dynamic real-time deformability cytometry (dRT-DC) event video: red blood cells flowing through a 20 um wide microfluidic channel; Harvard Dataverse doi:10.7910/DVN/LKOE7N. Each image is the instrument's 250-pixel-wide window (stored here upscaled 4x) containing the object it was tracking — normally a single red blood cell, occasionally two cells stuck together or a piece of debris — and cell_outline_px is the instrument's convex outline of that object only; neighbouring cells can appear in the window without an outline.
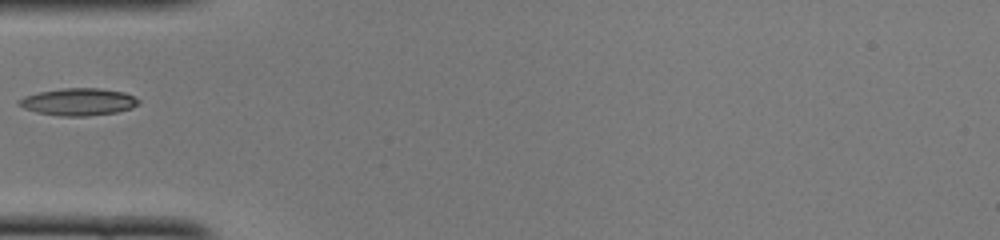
{"species": "common noctule bat (a hibernating species)", "species_latin": "Nyctalus noctula", "temperature_condition": "cold", "stored_images_in_passage": 32, "camera_frame_rate_fps": 3000, "um_per_image_px": 0.085, "animal": {"sex": "female", "body_mass_g": 22.0, "forearm_length_mm": 56.7}, "frame": {"image": 1, "passage_image": 1, "time_ms": 0.0, "image_size_px": [1000, 240], "cell_outline_px": [[140, 104], [132, 108], [116, 112], [88, 116], [60, 116], [36, 112], [24, 108], [16, 104], [16, 100], [24, 96], [40, 92], [64, 88], [100, 88], [124, 92], [140, 100]], "centroid_in_image_um": [6.65, 8.66], "position_along_channel_um": 78.3, "area_um2": 19.07}}
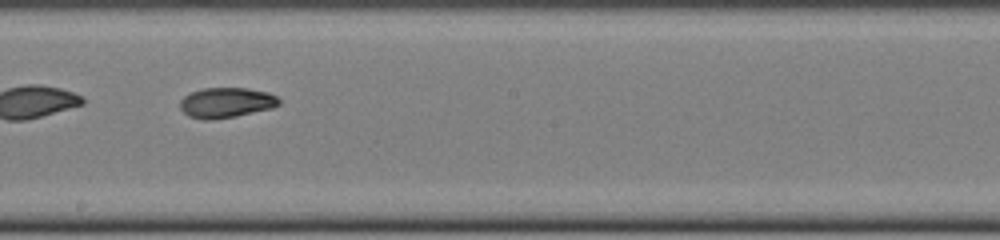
{"frame": {"image": 2, "passage_image": 12, "time_ms": 3.667, "image_size_px": [1000, 240], "cell_outline_px": [[280, 104], [272, 108], [236, 116], [212, 120], [200, 120], [188, 116], [180, 108], [180, 100], [184, 96], [192, 92], [204, 88], [248, 88], [268, 92], [276, 96], [280, 100]], "centroid_in_image_um": [19.22, 8.73], "position_along_channel_um": 229.0, "area_um2": 17.51}}
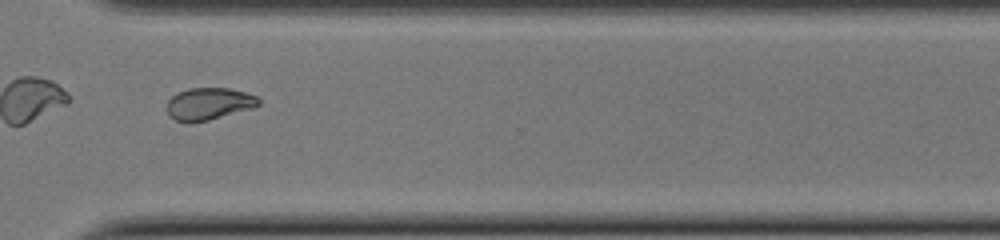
{"frame": {"image": 3, "passage_image": 21, "time_ms": 6.667, "image_size_px": [1000, 240], "cell_outline_px": [[260, 104], [256, 108], [192, 124], [188, 124], [176, 120], [168, 116], [168, 100], [176, 92], [188, 88], [228, 88], [244, 92], [256, 96], [260, 100]], "centroid_in_image_um": [17.75, 8.84], "position_along_channel_um": 352.9, "area_um2": 17.51}}